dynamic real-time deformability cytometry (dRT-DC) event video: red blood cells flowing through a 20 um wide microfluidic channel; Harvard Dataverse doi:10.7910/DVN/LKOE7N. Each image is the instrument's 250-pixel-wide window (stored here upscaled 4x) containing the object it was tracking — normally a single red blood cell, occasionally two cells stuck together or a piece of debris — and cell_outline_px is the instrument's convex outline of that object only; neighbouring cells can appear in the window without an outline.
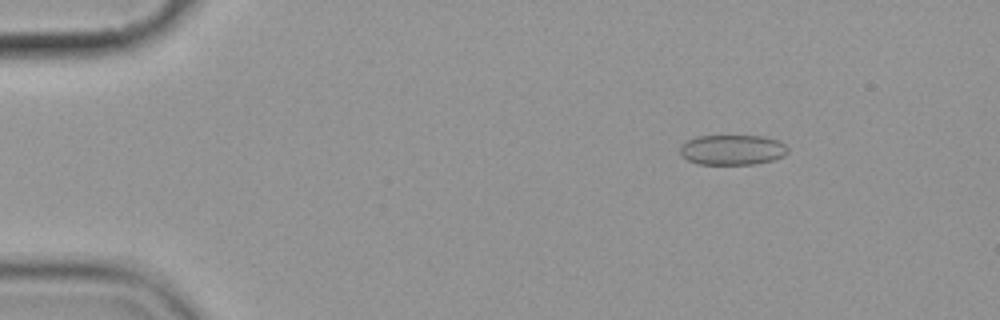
{"species": "common noctule bat (a hibernating species)", "species_latin": "Nyctalus noctula", "temperature_condition": "cold", "stored_images_in_passage": 5, "camera_frame_rate_fps": 3000, "um_per_image_px": 0.085, "animal": {"sex": "female", "body_mass_g": 19.9}, "frame": {"image": 1, "passage_image": 1, "time_ms": 0.0, "image_size_px": [1000, 320], "cell_outline_px": [[788, 152], [784, 156], [772, 160], [752, 164], [696, 164], [680, 156], [680, 148], [688, 140], [696, 136], [764, 136], [776, 140], [784, 144], [788, 148]], "centroid_in_image_um": [62.24, 12.74], "position_along_channel_um": 22.8, "area_um2": 18.9}}
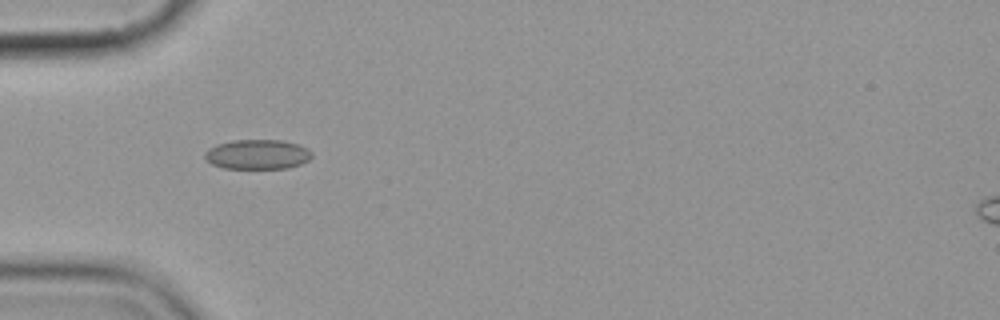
{"frame": {"image": 2, "passage_image": 4, "time_ms": 3.333, "image_size_px": [1000, 320], "cell_outline_px": [[312, 156], [308, 160], [300, 164], [288, 168], [224, 168], [212, 164], [204, 156], [204, 152], [208, 148], [216, 144], [232, 140], [280, 140], [296, 144], [308, 148], [312, 152]], "centroid_in_image_um": [21.87, 13.11], "position_along_channel_um": 63.1, "area_um2": 18.5}}
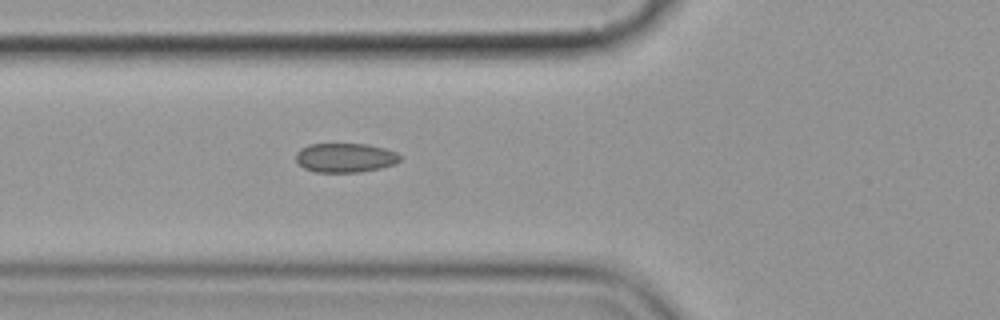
{"frame": {"image": 3, "passage_image": 5, "time_ms": 4.333, "image_size_px": [1000, 320], "cell_outline_px": [[400, 160], [396, 164], [380, 168], [360, 172], [316, 172], [304, 168], [296, 160], [296, 152], [300, 148], [308, 144], [368, 144], [384, 148], [396, 152], [400, 156]], "centroid_in_image_um": [29.34, 13.4], "position_along_channel_um": 96.5, "area_um2": 17.8}}